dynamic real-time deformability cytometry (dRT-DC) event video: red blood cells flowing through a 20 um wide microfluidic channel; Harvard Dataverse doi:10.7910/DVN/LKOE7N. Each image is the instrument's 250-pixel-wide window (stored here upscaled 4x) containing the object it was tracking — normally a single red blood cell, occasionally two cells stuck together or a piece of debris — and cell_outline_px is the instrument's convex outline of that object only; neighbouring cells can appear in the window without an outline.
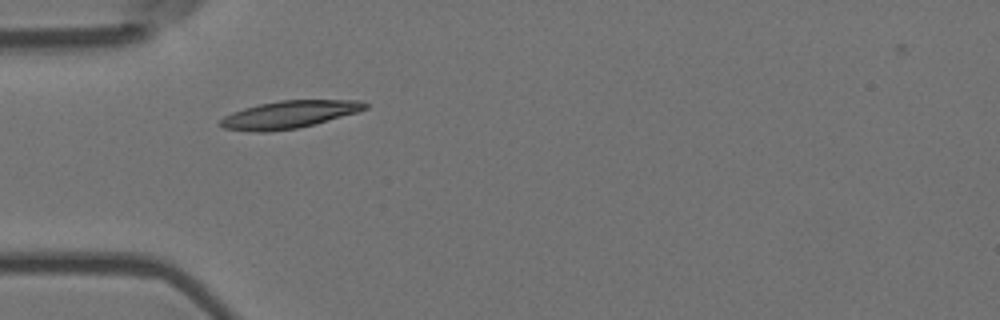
{"species": "Egyptian fruit bat (a non-hibernating species)", "species_latin": "Rousettus aegyptiacus", "temperature_condition": "room temperature", "stored_images_in_passage": 6, "camera_frame_rate_fps": 3000, "um_per_image_px": 0.085, "animal": {"sex": "female"}, "frame": {"image": 1, "passage_image": 1, "time_ms": 0.0, "image_size_px": [1000, 320], "cell_outline_px": [[368, 108], [356, 112], [312, 124], [296, 128], [268, 132], [256, 132], [224, 128], [220, 124], [220, 120], [224, 116], [232, 112], [244, 108], [260, 104], [280, 100], [360, 100], [368, 104]], "centroid_in_image_um": [24.55, 9.72], "position_along_channel_um": 60.4, "area_um2": 22.83}}
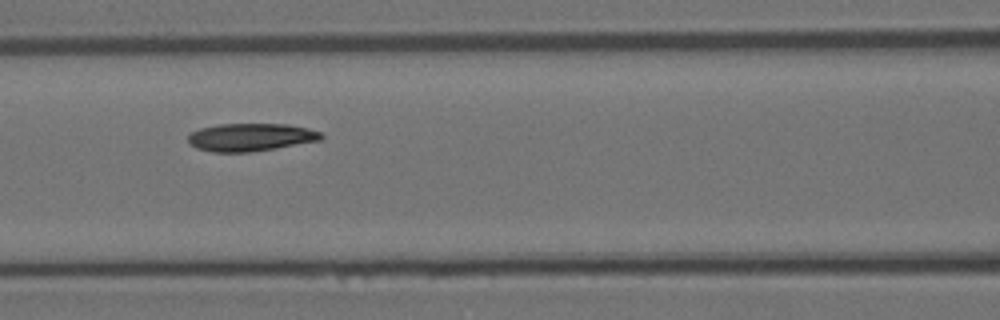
{"frame": {"image": 2, "passage_image": 3, "time_ms": 0.667, "image_size_px": [1000, 320], "cell_outline_px": [[324, 136], [320, 140], [276, 148], [248, 152], [212, 152], [196, 148], [188, 144], [188, 136], [192, 132], [200, 128], [220, 124], [288, 124], [308, 128], [320, 132]], "centroid_in_image_um": [21.28, 11.66], "position_along_channel_um": 145.3, "area_um2": 21.56}}
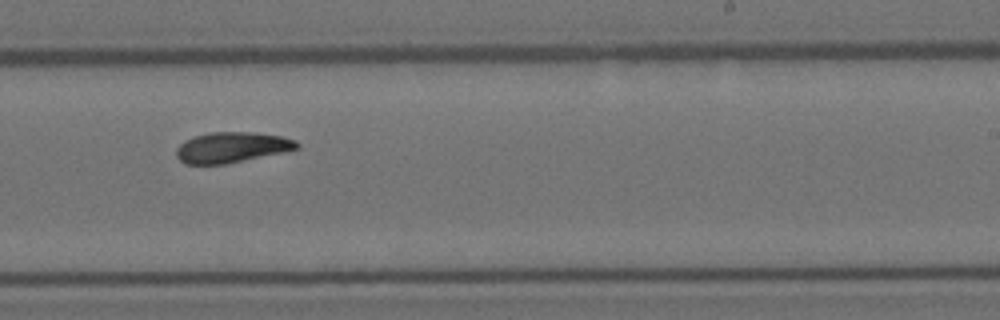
{"frame": {"image": 3, "passage_image": 6, "time_ms": 1.667, "image_size_px": [1000, 320], "cell_outline_px": [[300, 148], [284, 152], [224, 164], [184, 164], [176, 156], [176, 148], [184, 140], [208, 132], [256, 132], [280, 136], [296, 140], [300, 144]], "centroid_in_image_um": [19.7, 12.52], "position_along_channel_um": 269.3, "area_um2": 21.5}}